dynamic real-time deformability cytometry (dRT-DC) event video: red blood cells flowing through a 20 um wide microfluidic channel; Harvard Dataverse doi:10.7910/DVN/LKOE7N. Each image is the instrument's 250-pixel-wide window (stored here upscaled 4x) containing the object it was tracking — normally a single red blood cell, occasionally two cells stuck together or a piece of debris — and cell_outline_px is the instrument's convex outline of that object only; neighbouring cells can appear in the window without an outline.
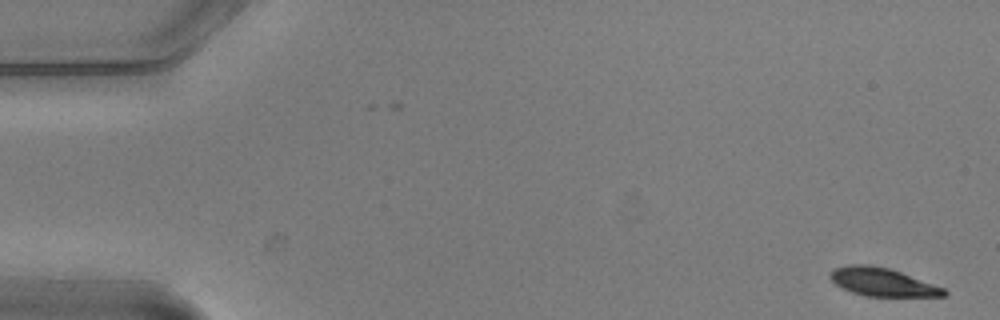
{"species": "common noctule bat (a hibernating species)", "species_latin": "Nyctalus noctula", "temperature_condition": "warm", "stored_images_in_passage": 5, "camera_frame_rate_fps": 3000, "um_per_image_px": 0.085, "animal": {"sex": "male", "body_mass_g": 20.5, "forearm_length_mm": 52.5}, "frame": {"image": 1, "passage_image": 1, "time_ms": 0.0, "image_size_px": [1000, 320], "cell_outline_px": [[948, 292], [944, 296], [864, 296], [852, 292], [836, 284], [828, 276], [832, 268], [848, 264], [868, 264], [888, 268], [900, 272], [944, 288]], "centroid_in_image_um": [74.95, 23.96], "position_along_channel_um": 10.0, "area_um2": 18.55}}
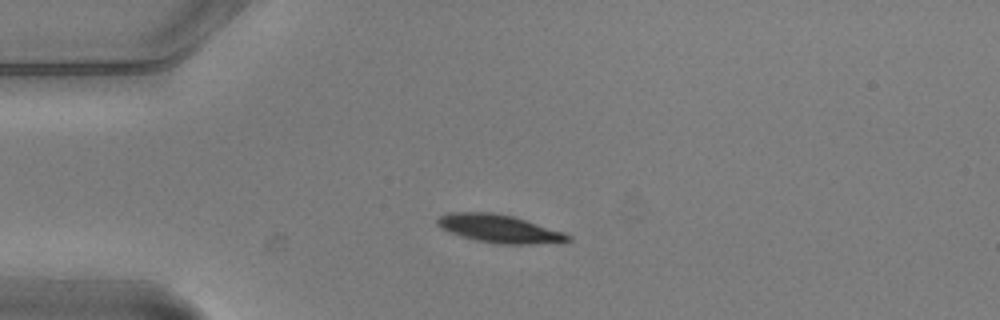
{"frame": {"image": 2, "passage_image": 4, "time_ms": 1.0, "image_size_px": [1000, 320], "cell_outline_px": [[572, 240], [528, 244], [496, 244], [476, 240], [440, 228], [436, 224], [436, 220], [440, 216], [448, 212], [492, 212], [512, 216], [564, 232], [572, 236]], "centroid_in_image_um": [42.41, 19.43], "position_along_channel_um": 42.6, "area_um2": 21.04}}